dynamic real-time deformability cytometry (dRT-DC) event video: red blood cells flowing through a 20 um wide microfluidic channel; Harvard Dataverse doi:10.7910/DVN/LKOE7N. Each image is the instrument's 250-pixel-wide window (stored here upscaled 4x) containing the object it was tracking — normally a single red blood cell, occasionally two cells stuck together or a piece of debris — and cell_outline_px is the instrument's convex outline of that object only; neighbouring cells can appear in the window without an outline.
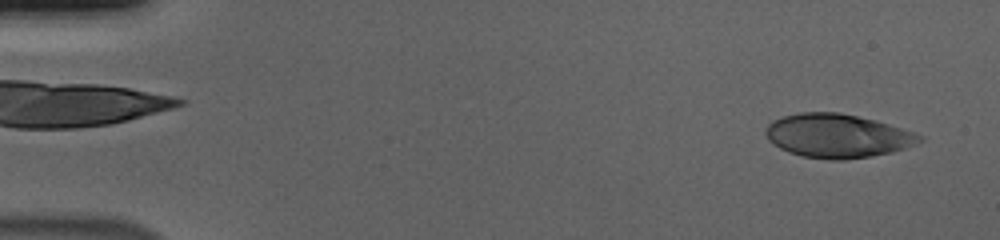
{"species": "human", "species_latin": "Homo sapiens", "temperature_condition": "cold", "stored_images_in_passage": 54, "camera_frame_rate_fps": 3000, "um_per_image_px": 0.085, "donor": {"sex": "male"}, "frame": {"image": 1, "passage_image": 2, "time_ms": 0.333, "image_size_px": [1000, 240], "cell_outline_px": [[924, 140], [904, 148], [892, 152], [872, 156], [844, 160], [828, 160], [804, 156], [788, 152], [780, 148], [768, 140], [764, 132], [764, 128], [772, 120], [784, 116], [800, 112], [840, 112], [876, 120], [924, 136]], "centroid_in_image_um": [71.15, 11.54], "position_along_channel_um": 13.9, "area_um2": 39.3}}
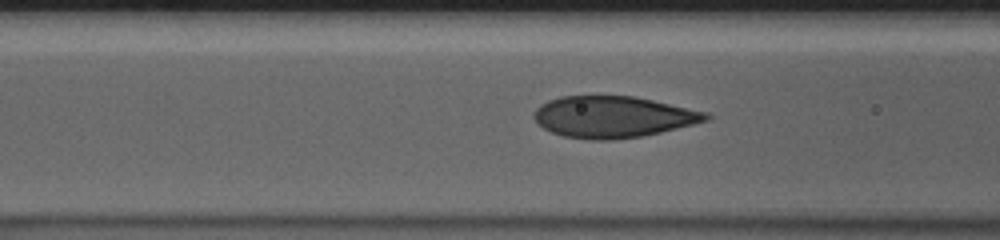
{"frame": {"image": 2, "passage_image": 21, "time_ms": 6.667, "image_size_px": [1000, 240], "cell_outline_px": [[712, 116], [708, 120], [660, 132], [640, 136], [612, 140], [592, 140], [564, 136], [552, 132], [544, 128], [532, 116], [536, 108], [540, 104], [548, 100], [560, 96], [636, 96], [708, 112]], "centroid_in_image_um": [52.1, 9.92], "position_along_channel_um": 114.5, "area_um2": 41.44}}
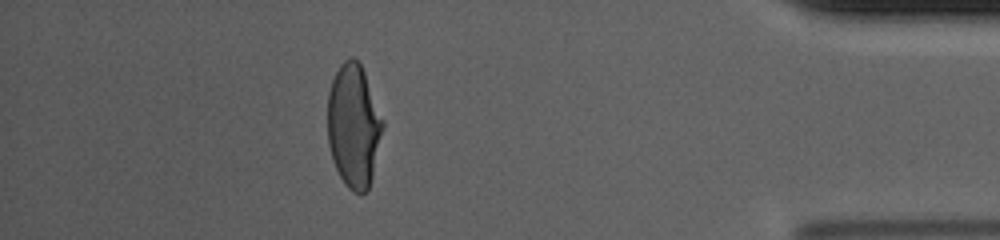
{"frame": {"image": 3, "passage_image": 48, "time_ms": 15.667, "image_size_px": [1000, 240], "cell_outline_px": [[384, 128], [372, 176], [368, 188], [364, 192], [352, 192], [344, 184], [332, 160], [328, 144], [328, 92], [332, 80], [340, 64], [348, 56], [352, 56], [360, 64], [364, 72], [384, 120]], "centroid_in_image_um": [30.06, 10.68], "position_along_channel_um": 405.1, "area_um2": 39.71}, "authors_computed_cell_mechanics": {"area_um2": 40.8935, "velocity_mm_per_s": 3.7036, "shape_relaxation_time_tau1_ms": 6.0918, "shape_relaxation_time_tau2_ms": null, "deformation_change_tau1": 0.2098, "deformation_change_tau2": null}}